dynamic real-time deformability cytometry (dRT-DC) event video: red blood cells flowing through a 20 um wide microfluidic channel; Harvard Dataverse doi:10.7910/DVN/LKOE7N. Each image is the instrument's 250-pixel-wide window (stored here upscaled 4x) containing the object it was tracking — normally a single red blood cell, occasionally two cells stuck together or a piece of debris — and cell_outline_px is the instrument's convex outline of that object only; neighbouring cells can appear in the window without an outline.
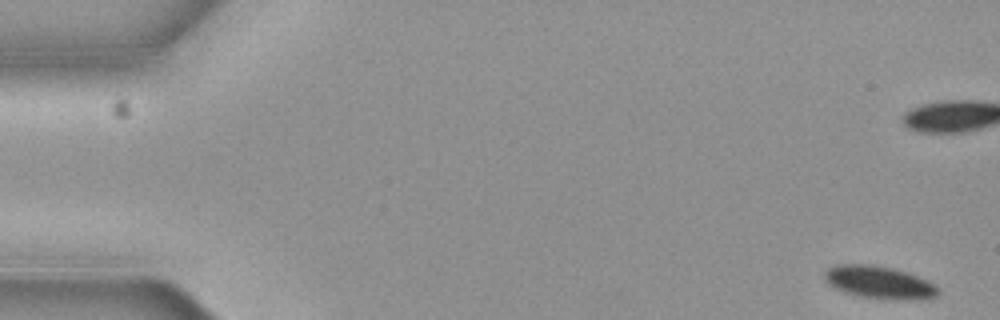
{"species": "common noctule bat (a hibernating species)", "species_latin": "Nyctalus noctula", "temperature_condition": "cold", "stored_images_in_passage": 6, "camera_frame_rate_fps": 3000, "um_per_image_px": 0.085, "animal": {"sex": "female", "body_mass_g": 19.3, "forearm_length_mm": 54.1}, "frame": {"image": 1, "passage_image": 1, "time_ms": 0.0, "image_size_px": [1000, 320], "cell_outline_px": [[940, 292], [936, 296], [920, 300], [896, 300], [860, 296], [844, 292], [828, 284], [824, 280], [824, 272], [828, 268], [836, 264], [872, 264], [892, 268], [908, 272], [928, 280], [936, 284], [940, 288]], "centroid_in_image_um": [74.77, 24.0], "position_along_channel_um": 10.2, "area_um2": 21.96}}